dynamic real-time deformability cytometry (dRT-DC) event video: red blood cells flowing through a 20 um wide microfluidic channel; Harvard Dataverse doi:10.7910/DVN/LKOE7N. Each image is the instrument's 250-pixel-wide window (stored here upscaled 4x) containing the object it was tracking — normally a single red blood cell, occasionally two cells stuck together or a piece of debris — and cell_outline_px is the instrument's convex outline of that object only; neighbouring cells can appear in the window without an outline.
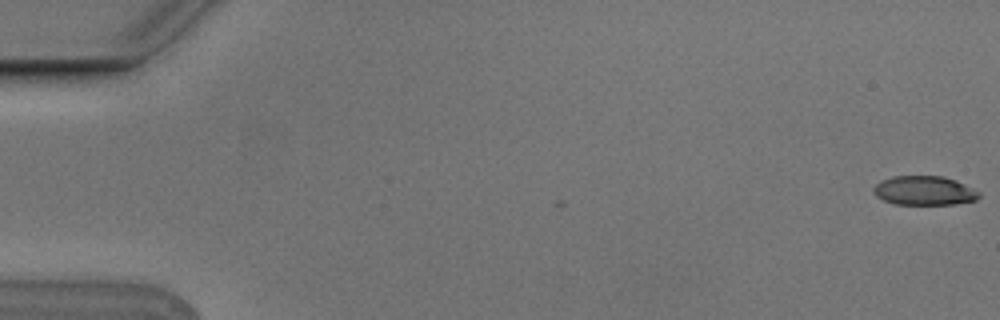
{"species": "Egyptian fruit bat (a non-hibernating species)", "species_latin": "Rousettus aegyptiacus", "temperature_condition": "cold", "stored_images_in_passage": 9, "camera_frame_rate_fps": 3000, "um_per_image_px": 0.085, "animal": {"sex": "male"}, "frame": {"image": 1, "passage_image": 1, "time_ms": 0.0, "image_size_px": [1000, 320], "cell_outline_px": [[980, 196], [976, 200], [952, 204], [896, 204], [884, 200], [876, 196], [872, 188], [880, 180], [892, 176], [944, 176], [956, 180], [980, 192]], "centroid_in_image_um": [78.55, 16.19], "position_along_channel_um": 6.4, "area_um2": 17.92}}
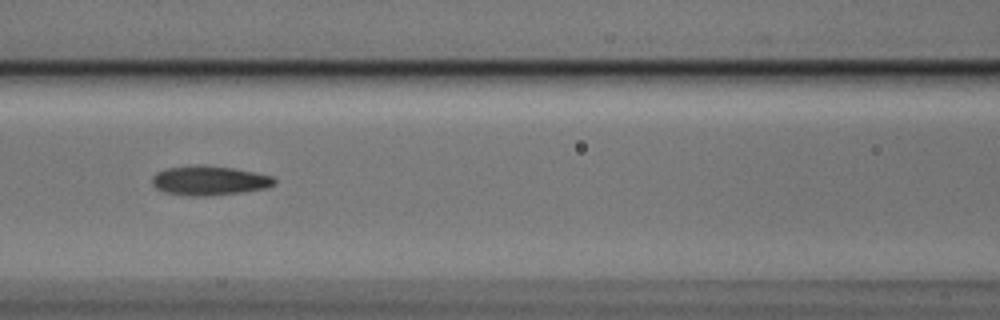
{"frame": {"image": 2, "passage_image": 8, "time_ms": 2.333, "image_size_px": [1000, 320], "cell_outline_px": [[276, 184], [268, 188], [240, 192], [208, 196], [188, 196], [164, 192], [156, 188], [152, 184], [152, 176], [156, 172], [168, 168], [232, 168], [272, 176], [276, 180]], "centroid_in_image_um": [17.81, 15.41], "position_along_channel_um": 148.8, "area_um2": 20.06}}
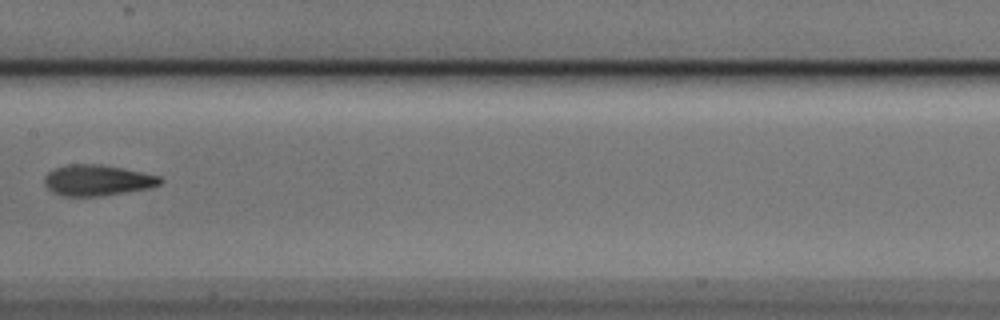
{"frame": {"image": 3, "passage_image": 9, "time_ms": 2.667, "image_size_px": [1000, 320], "cell_outline_px": [[164, 180], [160, 184], [152, 188], [128, 192], [100, 196], [60, 196], [52, 192], [44, 184], [44, 176], [48, 172], [56, 168], [68, 164], [100, 164], [124, 168], [160, 176]], "centroid_in_image_um": [8.29, 15.33], "position_along_channel_um": 199.1, "area_um2": 21.1}}